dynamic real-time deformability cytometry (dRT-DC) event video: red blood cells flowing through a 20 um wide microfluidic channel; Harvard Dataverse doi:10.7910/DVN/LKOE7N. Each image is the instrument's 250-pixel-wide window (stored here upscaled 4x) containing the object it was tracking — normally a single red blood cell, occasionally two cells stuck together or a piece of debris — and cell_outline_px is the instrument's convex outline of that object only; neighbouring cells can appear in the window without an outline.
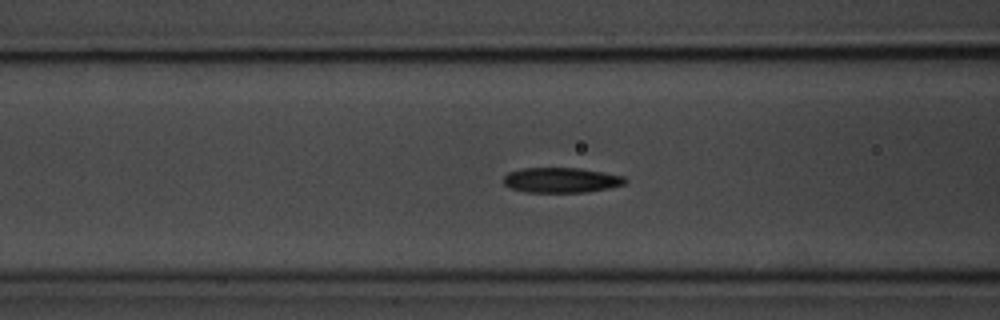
{"species": "common noctule bat (a hibernating species)", "species_latin": "Nyctalus noctula", "temperature_condition": "room temperature", "stored_images_in_passage": 41, "camera_frame_rate_fps": 3000, "um_per_image_px": 0.085, "animal": {"sex": "male", "body_mass_g": 20.1, "forearm_length_mm": 53.5}, "frame": {"image": 1, "passage_image": 15, "time_ms": 4.667, "image_size_px": [1000, 320], "cell_outline_px": [[628, 180], [624, 184], [608, 188], [588, 192], [524, 192], [508, 188], [504, 184], [504, 176], [508, 172], [520, 168], [580, 168], [624, 176]], "centroid_in_image_um": [47.67, 15.31], "position_along_channel_um": 118.9, "area_um2": 17.92}}
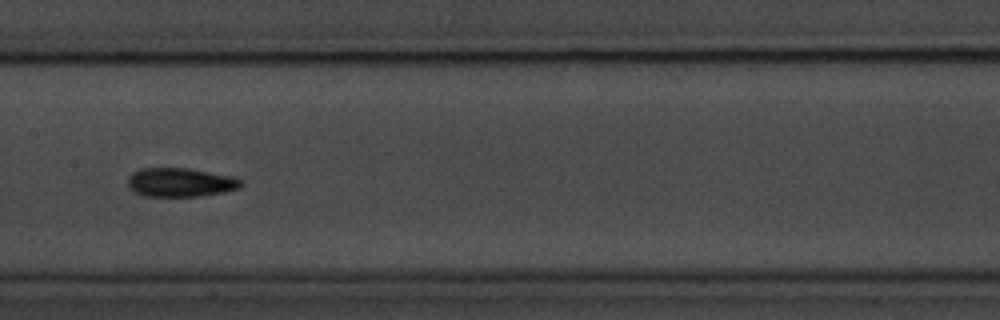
{"frame": {"image": 2, "passage_image": 21, "time_ms": 6.667, "image_size_px": [1000, 320], "cell_outline_px": [[244, 184], [240, 188], [224, 192], [200, 196], [144, 196], [132, 192], [128, 188], [128, 176], [132, 172], [140, 168], [188, 168], [232, 176], [244, 180]], "centroid_in_image_um": [15.33, 15.5], "position_along_channel_um": 192.1, "area_um2": 19.36}}
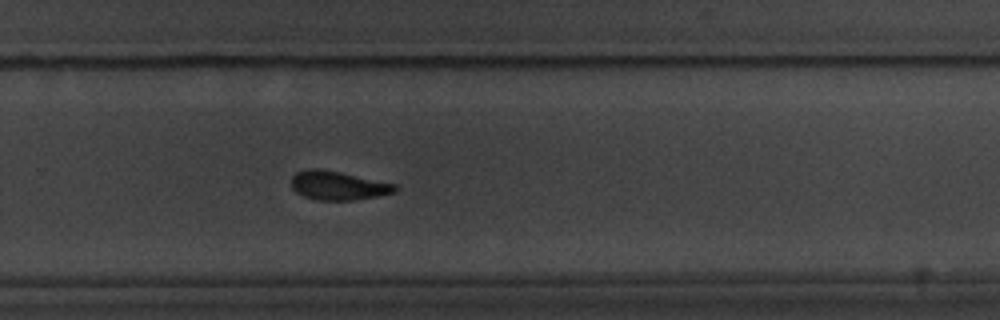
{"frame": {"image": 3, "passage_image": 30, "time_ms": 9.667, "image_size_px": [1000, 320], "cell_outline_px": [[396, 192], [376, 196], [352, 200], [316, 200], [304, 196], [296, 192], [292, 188], [292, 176], [296, 172], [308, 168], [320, 168], [340, 172], [396, 184]], "centroid_in_image_um": [28.7, 15.76], "position_along_channel_um": 301.1, "area_um2": 17.34}, "authors_computed_cell_mechanics": {"area_um2": 18.0914, "velocity_mm_per_s": 3.6412, "shape_relaxation_time_tau1_ms": 3.635, "shape_relaxation_time_tau2_ms": 3.2165, "deformation_change_tau1": 0.134, "deformation_change_tau2": 0.0897}}